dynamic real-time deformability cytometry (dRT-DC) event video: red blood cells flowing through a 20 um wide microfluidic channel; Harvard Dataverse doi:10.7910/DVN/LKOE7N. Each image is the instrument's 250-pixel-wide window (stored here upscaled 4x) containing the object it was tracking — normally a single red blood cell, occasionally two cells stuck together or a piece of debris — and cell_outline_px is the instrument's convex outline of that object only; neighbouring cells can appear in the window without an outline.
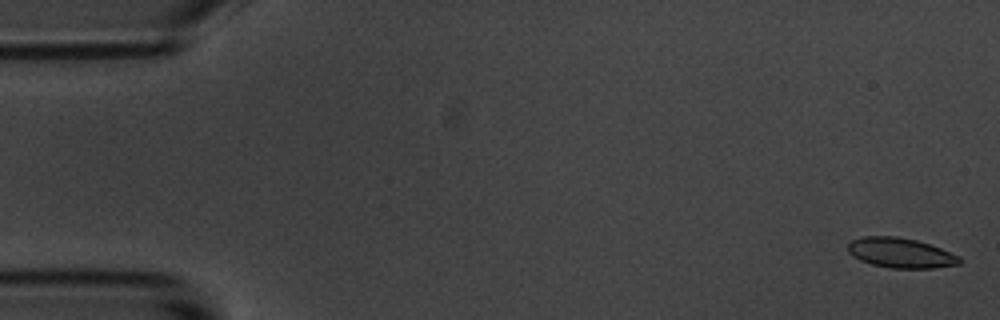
{"species": "common noctule bat (a hibernating species)", "species_latin": "Nyctalus noctula", "temperature_condition": "room temperature", "stored_images_in_passage": 58, "camera_frame_rate_fps": 3000, "um_per_image_px": 0.085, "animal": {"sex": "male", "body_mass_g": 20.1, "forearm_length_mm": 53.5}, "frame": {"image": 1, "passage_image": 2, "time_ms": 0.333, "image_size_px": [1000, 320], "cell_outline_px": [[964, 260], [960, 264], [932, 268], [892, 268], [872, 264], [860, 260], [852, 256], [848, 252], [848, 244], [852, 240], [864, 236], [896, 236], [916, 240], [940, 248], [960, 256]], "centroid_in_image_um": [76.56, 21.5], "position_along_channel_um": 8.4, "area_um2": 19.48}}
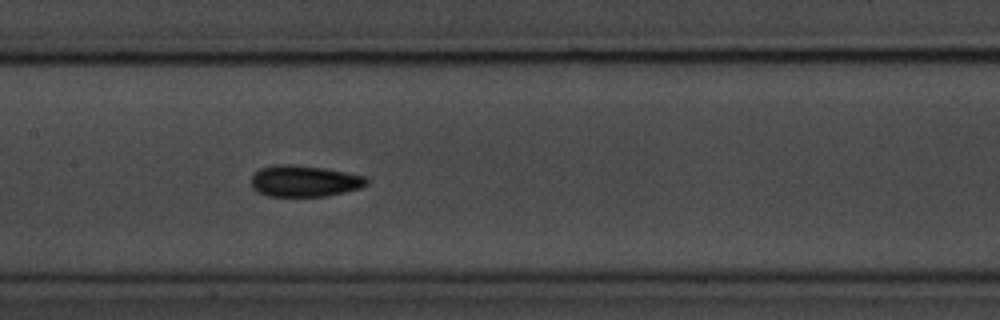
{"frame": {"image": 2, "passage_image": 28, "time_ms": 9.0, "image_size_px": [1000, 320], "cell_outline_px": [[368, 184], [360, 188], [328, 196], [268, 196], [256, 192], [252, 188], [252, 176], [260, 168], [276, 164], [292, 164], [324, 168], [364, 176], [368, 180]], "centroid_in_image_um": [25.85, 15.39], "position_along_channel_um": 181.6, "area_um2": 21.1}}
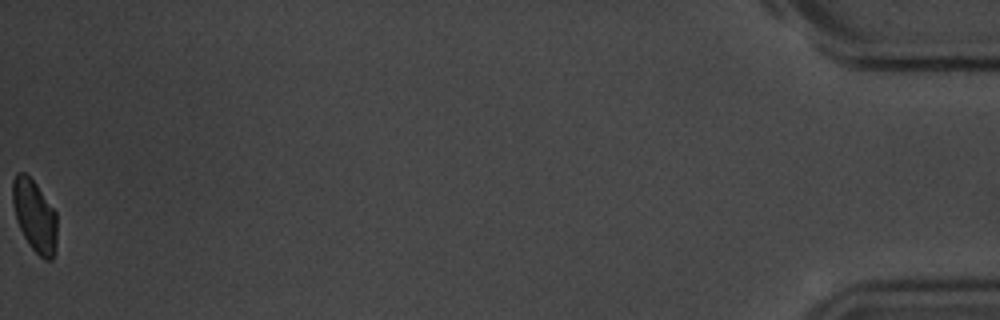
{"frame": {"image": 3, "passage_image": 58, "time_ms": 19.0, "image_size_px": [1000, 320], "cell_outline_px": [[56, 248], [52, 260], [44, 260], [28, 244], [16, 220], [12, 204], [12, 180], [16, 172], [24, 172], [36, 184], [56, 212]], "centroid_in_image_um": [2.93, 18.34], "position_along_channel_um": 432.3, "area_um2": 18.67}, "authors_computed_cell_mechanics": {"area_um2": 20.23, "velocity_mm_per_s": 3.5131, "shape_relaxation_time_tau1_ms": 2.8313, "shape_relaxation_time_tau2_ms": 4.2992, "deformation_change_tau1": 0.0875, "deformation_change_tau2": 0.0794}}